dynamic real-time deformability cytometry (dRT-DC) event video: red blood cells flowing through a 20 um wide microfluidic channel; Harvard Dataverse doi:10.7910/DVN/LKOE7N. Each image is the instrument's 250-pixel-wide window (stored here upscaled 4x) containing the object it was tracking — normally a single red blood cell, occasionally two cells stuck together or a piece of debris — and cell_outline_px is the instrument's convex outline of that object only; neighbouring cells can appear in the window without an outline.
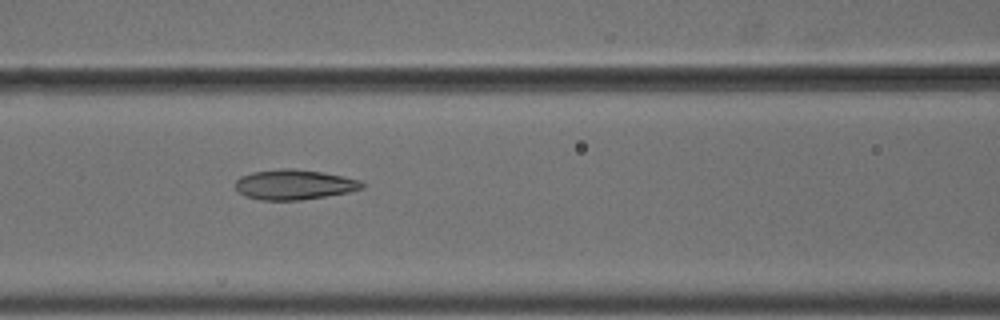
{"species": "common noctule bat (a hibernating species)", "species_latin": "Nyctalus noctula", "temperature_condition": "cold", "stored_images_in_passage": 3, "camera_frame_rate_fps": 3000, "um_per_image_px": 0.085, "animal": {"sex": "male", "body_mass_g": 18.8}, "frame": {"image": 1, "passage_image": 3, "time_ms": 0.667, "image_size_px": [1000, 320], "cell_outline_px": [[364, 188], [348, 192], [300, 200], [260, 200], [244, 196], [236, 188], [236, 180], [240, 176], [252, 172], [280, 168], [292, 168], [320, 172], [344, 176], [360, 180], [364, 184]], "centroid_in_image_um": [24.99, 15.68], "position_along_channel_um": 141.6, "area_um2": 22.14}}